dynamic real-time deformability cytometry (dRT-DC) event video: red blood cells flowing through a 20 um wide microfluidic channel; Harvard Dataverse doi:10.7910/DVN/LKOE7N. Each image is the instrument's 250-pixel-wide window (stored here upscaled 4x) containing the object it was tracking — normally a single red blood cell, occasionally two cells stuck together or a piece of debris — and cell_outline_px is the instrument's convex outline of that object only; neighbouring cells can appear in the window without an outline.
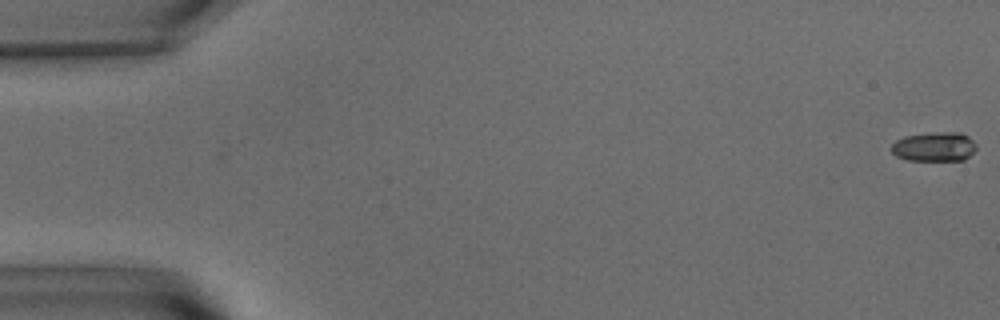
{"species": "common noctule bat (a hibernating species)", "species_latin": "Nyctalus noctula", "temperature_condition": "warm", "stored_images_in_passage": 57, "camera_frame_rate_fps": 3000, "um_per_image_px": 0.085, "animal": {"sex": "male", "body_mass_g": 15.6}, "frame": {"image": 1, "passage_image": 1, "time_ms": 0.0, "image_size_px": [1000, 320], "cell_outline_px": [[976, 148], [964, 160], [908, 160], [896, 156], [892, 152], [892, 144], [896, 140], [904, 136], [936, 132], [960, 132], [968, 136], [976, 144]], "centroid_in_image_um": [79.41, 12.46], "position_along_channel_um": 5.6, "area_um2": 14.45}}
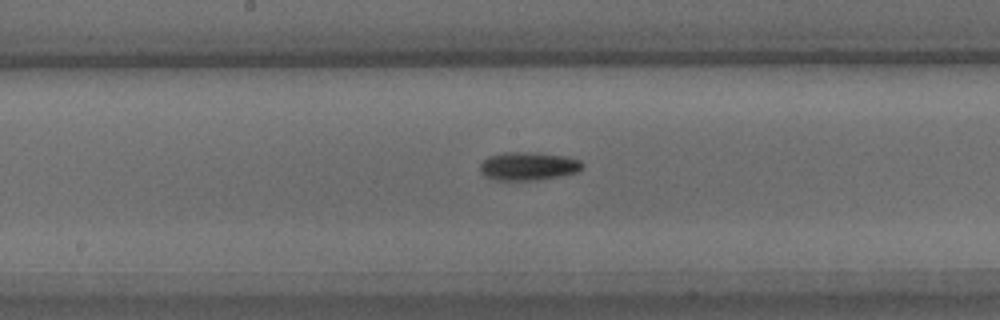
{"frame": {"image": 2, "passage_image": 30, "time_ms": 9.667, "image_size_px": [1000, 320], "cell_outline_px": [[584, 164], [576, 172], [560, 176], [536, 180], [496, 180], [484, 176], [480, 172], [480, 164], [488, 156], [504, 152], [536, 152], [564, 156], [580, 160]], "centroid_in_image_um": [44.87, 14.12], "position_along_channel_um": 203.3, "area_um2": 16.88}}
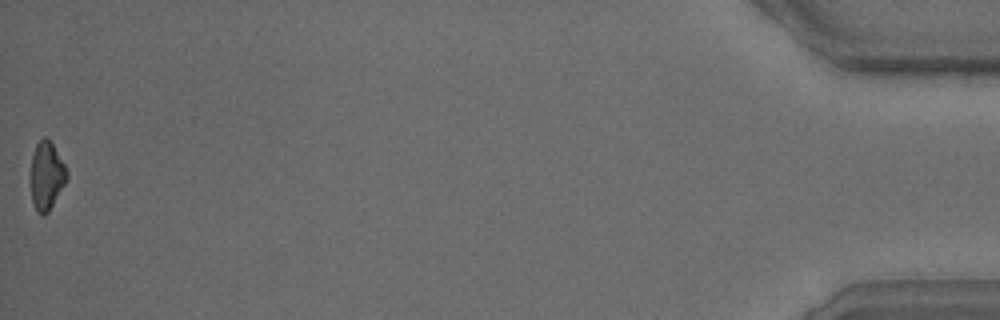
{"frame": {"image": 3, "passage_image": 57, "time_ms": 18.667, "image_size_px": [1000, 320], "cell_outline_px": [[68, 180], [48, 212], [36, 212], [32, 200], [32, 156], [36, 144], [44, 136], [52, 144], [64, 164], [68, 172]], "centroid_in_image_um": [3.99, 14.93], "position_along_channel_um": 431.2, "area_um2": 13.93}, "authors_computed_cell_mechanics": {"area_um2": 15.1436, "velocity_mm_per_s": 3.6222, "shape_relaxation_time_tau1_ms": 3.2402, "shape_relaxation_time_tau2_ms": null, "deformation_change_tau1": 0.1512, "deformation_change_tau2": null}}